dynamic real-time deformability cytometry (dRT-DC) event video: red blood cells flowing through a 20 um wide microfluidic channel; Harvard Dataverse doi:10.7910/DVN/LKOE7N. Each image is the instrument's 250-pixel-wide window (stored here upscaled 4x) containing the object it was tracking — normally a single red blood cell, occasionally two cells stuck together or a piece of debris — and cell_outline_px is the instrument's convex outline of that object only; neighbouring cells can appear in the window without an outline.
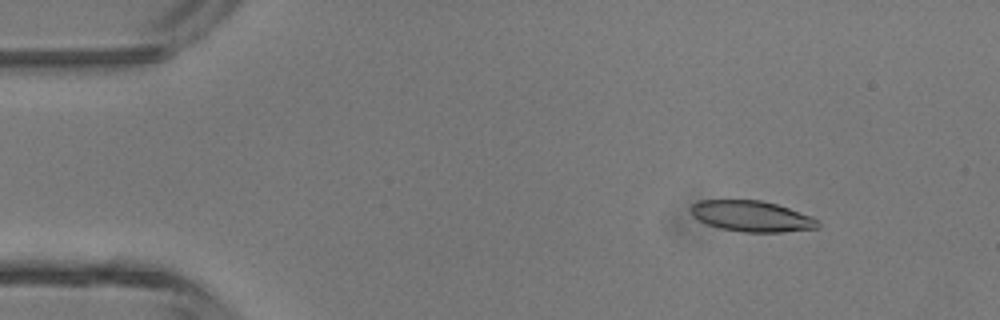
{"species": "common noctule bat (a hibernating species)", "species_latin": "Nyctalus noctula", "temperature_condition": "room temperature", "stored_images_in_passage": 46, "camera_frame_rate_fps": 3000, "um_per_image_px": 0.085, "animal": {"sex": "male", "body_mass_g": 13.3}, "frame": {"image": 1, "passage_image": 6, "time_ms": 1.667, "image_size_px": [1000, 320], "cell_outline_px": [[820, 228], [784, 232], [744, 232], [720, 228], [708, 224], [692, 216], [688, 208], [692, 204], [700, 200], [760, 200], [776, 204], [812, 216], [820, 220]], "centroid_in_image_um": [63.91, 18.38], "position_along_channel_um": 21.1, "area_um2": 23.0}}
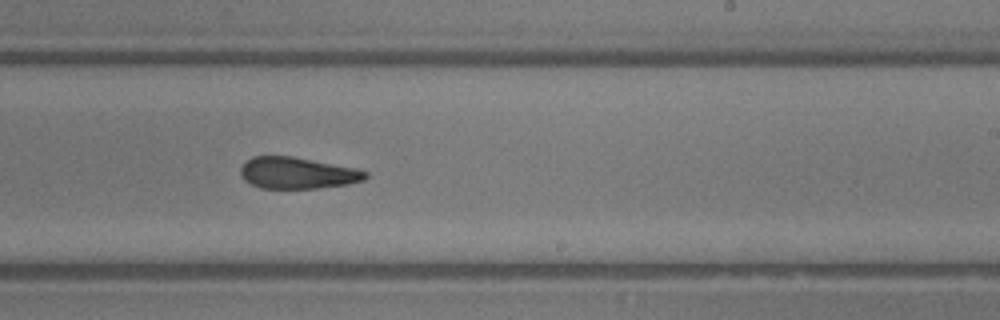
{"frame": {"image": 2, "passage_image": 28, "time_ms": 9.0, "image_size_px": [1000, 320], "cell_outline_px": [[368, 176], [364, 180], [348, 184], [316, 188], [260, 188], [244, 180], [240, 172], [240, 168], [252, 156], [292, 156], [352, 168], [368, 172]], "centroid_in_image_um": [25.25, 14.71], "position_along_channel_um": 263.7, "area_um2": 22.6}}
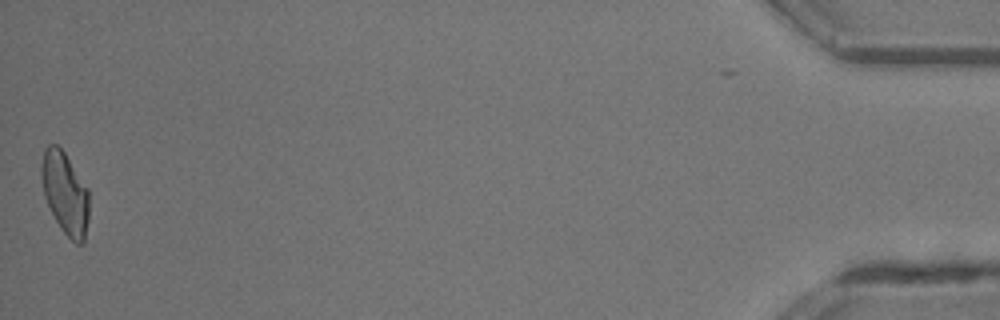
{"frame": {"image": 3, "passage_image": 46, "time_ms": 15.0, "image_size_px": [1000, 320], "cell_outline_px": [[88, 220], [84, 244], [76, 244], [60, 228], [44, 196], [40, 176], [40, 164], [44, 148], [48, 144], [56, 144], [64, 152], [88, 188]], "centroid_in_image_um": [5.51, 16.4], "position_along_channel_um": 429.7, "area_um2": 22.89}, "authors_computed_cell_mechanics": {"area_um2": 23.5246, "velocity_mm_per_s": 4.4589, "shape_relaxation_time_tau1_ms": 7.6338, "shape_relaxation_time_tau2_ms": 3.383, "deformation_change_tau1": 0.2121, "deformation_change_tau2": 0.1143}}